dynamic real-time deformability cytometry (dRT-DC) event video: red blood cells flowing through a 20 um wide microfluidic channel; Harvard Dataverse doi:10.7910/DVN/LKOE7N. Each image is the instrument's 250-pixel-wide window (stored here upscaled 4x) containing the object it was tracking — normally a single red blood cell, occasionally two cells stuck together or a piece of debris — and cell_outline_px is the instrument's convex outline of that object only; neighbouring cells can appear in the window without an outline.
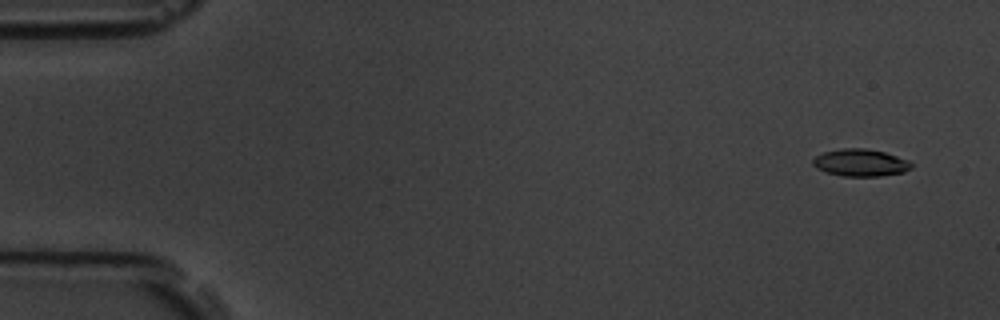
{"species": "common noctule bat (a hibernating species)", "species_latin": "Nyctalus noctula", "temperature_condition": "room temperature", "stored_images_in_passage": 59, "camera_frame_rate_fps": 3000, "um_per_image_px": 0.085, "animal": {"sex": "male", "body_mass_g": 19.5, "forearm_length_mm": 54.6}, "frame": {"image": 1, "passage_image": 4, "time_ms": 1.0, "image_size_px": [1000, 320], "cell_outline_px": [[912, 168], [904, 172], [880, 176], [840, 176], [816, 168], [812, 164], [812, 160], [816, 156], [824, 152], [840, 148], [864, 148], [884, 152], [908, 160], [912, 164]], "centroid_in_image_um": [73.13, 13.83], "position_along_channel_um": 11.9, "area_um2": 15.61}}
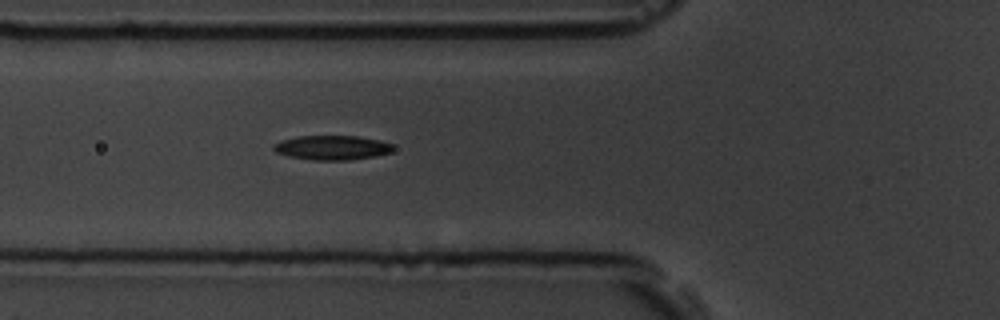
{"frame": {"image": 2, "passage_image": 22, "time_ms": 7.0, "image_size_px": [1000, 320], "cell_outline_px": [[392, 152], [376, 156], [348, 160], [312, 160], [288, 156], [276, 152], [272, 148], [272, 144], [280, 140], [300, 136], [356, 136], [380, 140], [392, 144]], "centroid_in_image_um": [28.2, 12.55], "position_along_channel_um": 97.6, "area_um2": 17.05}}
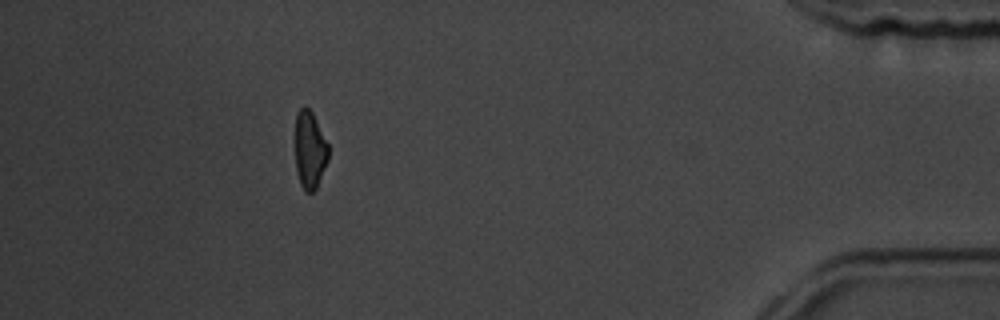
{"frame": {"image": 3, "passage_image": 53, "time_ms": 17.333, "image_size_px": [1000, 320], "cell_outline_px": [[328, 160], [316, 188], [312, 192], [304, 192], [300, 184], [296, 172], [296, 112], [304, 104], [312, 112], [328, 144]], "centroid_in_image_um": [26.32, 12.75], "position_along_channel_um": 408.9, "area_um2": 14.97}, "authors_computed_cell_mechanics": {"area_um2": 16.184, "velocity_mm_per_s": 3.5472, "shape_relaxation_time_tau1_ms": 4.1201, "shape_relaxation_time_tau2_ms": 4.7404, "deformation_change_tau1": 0.1337, "deformation_change_tau2": 0.1147}}